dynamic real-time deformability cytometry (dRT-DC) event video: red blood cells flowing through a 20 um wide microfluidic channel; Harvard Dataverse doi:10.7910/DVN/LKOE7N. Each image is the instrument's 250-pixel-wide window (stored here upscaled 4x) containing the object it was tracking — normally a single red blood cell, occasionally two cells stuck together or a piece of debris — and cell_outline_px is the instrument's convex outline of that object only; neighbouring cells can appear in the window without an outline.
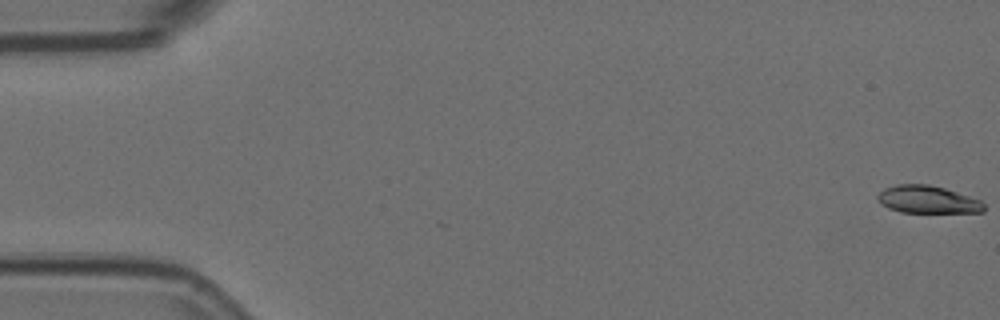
{"species": "Egyptian fruit bat (a non-hibernating species)", "species_latin": "Rousettus aegyptiacus", "temperature_condition": "room temperature", "stored_images_in_passage": 6, "camera_frame_rate_fps": 3000, "um_per_image_px": 0.085, "animal": {"sex": "female"}, "frame": {"image": 1, "passage_image": 1, "time_ms": 0.0, "image_size_px": [1000, 320], "cell_outline_px": [[984, 212], [900, 212], [888, 208], [880, 204], [876, 200], [876, 196], [884, 188], [896, 184], [928, 184], [944, 188], [980, 200], [984, 204]], "centroid_in_image_um": [78.78, 16.96], "position_along_channel_um": 6.2, "area_um2": 17.05}}